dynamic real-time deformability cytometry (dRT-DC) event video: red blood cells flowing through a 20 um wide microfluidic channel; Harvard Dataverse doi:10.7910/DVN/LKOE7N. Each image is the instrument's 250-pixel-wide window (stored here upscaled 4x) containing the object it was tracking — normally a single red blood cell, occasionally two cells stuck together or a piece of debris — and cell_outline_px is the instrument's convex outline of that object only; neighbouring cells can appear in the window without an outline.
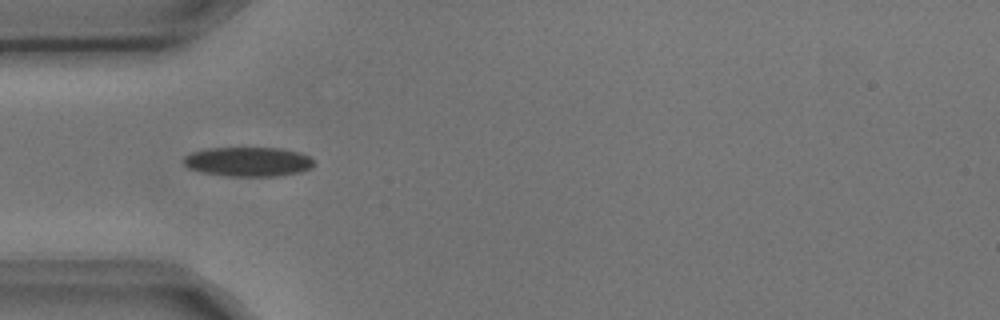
{"species": "common noctule bat (a hibernating species)", "species_latin": "Nyctalus noctula", "temperature_condition": "cold", "stored_images_in_passage": 10, "camera_frame_rate_fps": 3000, "um_per_image_px": 0.085, "animal": {"sex": "male", "body_mass_g": 17.9, "forearm_length_mm": 54.2}, "frame": {"image": 1, "passage_image": 4, "time_ms": 1.0, "image_size_px": [1000, 320], "cell_outline_px": [[312, 168], [300, 172], [276, 176], [232, 176], [204, 172], [188, 168], [184, 164], [184, 156], [192, 152], [208, 148], [284, 148], [300, 152], [308, 156], [312, 160]], "centroid_in_image_um": [21.11, 13.73], "position_along_channel_um": 63.9, "area_um2": 22.2}}
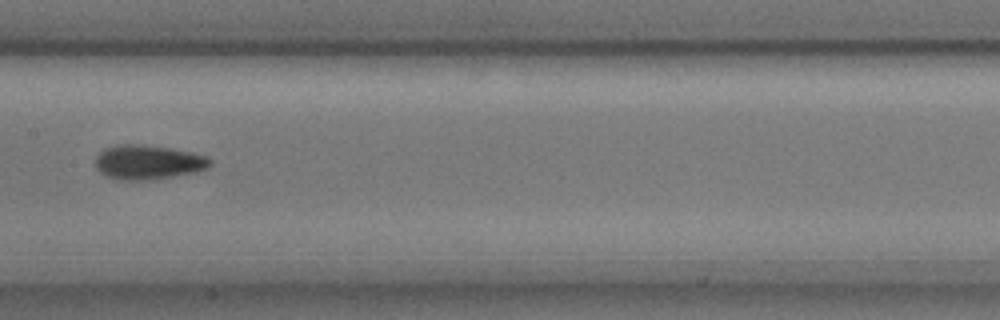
{"frame": {"image": 2, "passage_image": 7, "time_ms": 2.0, "image_size_px": [1000, 320], "cell_outline_px": [[212, 164], [208, 168], [196, 172], [148, 180], [120, 180], [108, 176], [100, 172], [96, 168], [96, 156], [104, 148], [120, 144], [136, 144], [172, 148], [192, 152], [204, 156], [212, 160]], "centroid_in_image_um": [12.59, 13.78], "position_along_channel_um": 194.8, "area_um2": 22.95}}
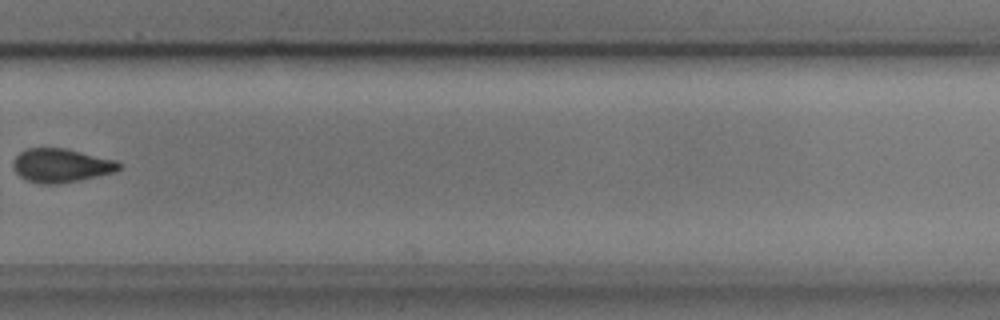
{"frame": {"image": 3, "passage_image": 10, "time_ms": 3.0, "image_size_px": [1000, 320], "cell_outline_px": [[124, 164], [116, 172], [80, 180], [60, 184], [40, 184], [28, 180], [20, 176], [12, 168], [12, 164], [16, 156], [20, 152], [28, 148], [64, 148], [116, 160]], "centroid_in_image_um": [5.21, 14.07], "position_along_channel_um": 324.6, "area_um2": 20.92}}